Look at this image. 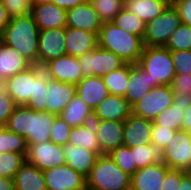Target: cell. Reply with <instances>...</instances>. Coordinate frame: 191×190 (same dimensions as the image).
Instances as JSON below:
<instances>
[{"mask_svg": "<svg viewBox=\"0 0 191 190\" xmlns=\"http://www.w3.org/2000/svg\"><path fill=\"white\" fill-rule=\"evenodd\" d=\"M43 68L49 78L60 82L77 85L83 78L78 58L67 54L51 60Z\"/></svg>", "mask_w": 191, "mask_h": 190, "instance_id": "5bb4252c", "label": "cell"}, {"mask_svg": "<svg viewBox=\"0 0 191 190\" xmlns=\"http://www.w3.org/2000/svg\"><path fill=\"white\" fill-rule=\"evenodd\" d=\"M76 94L94 109L109 95V92L102 77L89 76L83 77L76 85Z\"/></svg>", "mask_w": 191, "mask_h": 190, "instance_id": "cb8c5ba5", "label": "cell"}, {"mask_svg": "<svg viewBox=\"0 0 191 190\" xmlns=\"http://www.w3.org/2000/svg\"><path fill=\"white\" fill-rule=\"evenodd\" d=\"M117 27L143 39L146 23L136 14L123 8L112 21Z\"/></svg>", "mask_w": 191, "mask_h": 190, "instance_id": "d6a6232c", "label": "cell"}, {"mask_svg": "<svg viewBox=\"0 0 191 190\" xmlns=\"http://www.w3.org/2000/svg\"><path fill=\"white\" fill-rule=\"evenodd\" d=\"M176 74H191V50L171 51Z\"/></svg>", "mask_w": 191, "mask_h": 190, "instance_id": "ee69618b", "label": "cell"}, {"mask_svg": "<svg viewBox=\"0 0 191 190\" xmlns=\"http://www.w3.org/2000/svg\"><path fill=\"white\" fill-rule=\"evenodd\" d=\"M109 156L128 175L132 176L138 169L133 158L131 148L121 145L114 149Z\"/></svg>", "mask_w": 191, "mask_h": 190, "instance_id": "60d3db41", "label": "cell"}, {"mask_svg": "<svg viewBox=\"0 0 191 190\" xmlns=\"http://www.w3.org/2000/svg\"><path fill=\"white\" fill-rule=\"evenodd\" d=\"M164 164L169 169L191 172V132H175L164 148Z\"/></svg>", "mask_w": 191, "mask_h": 190, "instance_id": "9c48e42d", "label": "cell"}, {"mask_svg": "<svg viewBox=\"0 0 191 190\" xmlns=\"http://www.w3.org/2000/svg\"><path fill=\"white\" fill-rule=\"evenodd\" d=\"M32 64L26 60L16 49L0 43V78L5 79L25 71Z\"/></svg>", "mask_w": 191, "mask_h": 190, "instance_id": "484cf974", "label": "cell"}, {"mask_svg": "<svg viewBox=\"0 0 191 190\" xmlns=\"http://www.w3.org/2000/svg\"><path fill=\"white\" fill-rule=\"evenodd\" d=\"M67 27L81 29L99 35L102 22L90 1L67 10Z\"/></svg>", "mask_w": 191, "mask_h": 190, "instance_id": "ffe728a7", "label": "cell"}, {"mask_svg": "<svg viewBox=\"0 0 191 190\" xmlns=\"http://www.w3.org/2000/svg\"><path fill=\"white\" fill-rule=\"evenodd\" d=\"M168 170L157 163L138 169L130 177V190H160Z\"/></svg>", "mask_w": 191, "mask_h": 190, "instance_id": "44dd1931", "label": "cell"}, {"mask_svg": "<svg viewBox=\"0 0 191 190\" xmlns=\"http://www.w3.org/2000/svg\"><path fill=\"white\" fill-rule=\"evenodd\" d=\"M63 152L66 164L85 177L89 175L99 156L92 150H87L83 147H77L68 143L63 145Z\"/></svg>", "mask_w": 191, "mask_h": 190, "instance_id": "d4e9b609", "label": "cell"}, {"mask_svg": "<svg viewBox=\"0 0 191 190\" xmlns=\"http://www.w3.org/2000/svg\"><path fill=\"white\" fill-rule=\"evenodd\" d=\"M44 72L39 65H32L25 71L4 80V87L16 105H25L34 95L35 80Z\"/></svg>", "mask_w": 191, "mask_h": 190, "instance_id": "30bf717a", "label": "cell"}, {"mask_svg": "<svg viewBox=\"0 0 191 190\" xmlns=\"http://www.w3.org/2000/svg\"><path fill=\"white\" fill-rule=\"evenodd\" d=\"M170 4L171 0H124V8L145 23L162 14Z\"/></svg>", "mask_w": 191, "mask_h": 190, "instance_id": "f1b7e54d", "label": "cell"}, {"mask_svg": "<svg viewBox=\"0 0 191 190\" xmlns=\"http://www.w3.org/2000/svg\"><path fill=\"white\" fill-rule=\"evenodd\" d=\"M179 190H191V172L181 170Z\"/></svg>", "mask_w": 191, "mask_h": 190, "instance_id": "816d5d0a", "label": "cell"}, {"mask_svg": "<svg viewBox=\"0 0 191 190\" xmlns=\"http://www.w3.org/2000/svg\"><path fill=\"white\" fill-rule=\"evenodd\" d=\"M26 162L36 166L41 171L66 164L63 145L51 141L29 144Z\"/></svg>", "mask_w": 191, "mask_h": 190, "instance_id": "8fae6325", "label": "cell"}, {"mask_svg": "<svg viewBox=\"0 0 191 190\" xmlns=\"http://www.w3.org/2000/svg\"><path fill=\"white\" fill-rule=\"evenodd\" d=\"M137 65L148 73L153 87L170 85L176 75L171 51L164 46H144Z\"/></svg>", "mask_w": 191, "mask_h": 190, "instance_id": "5b68a950", "label": "cell"}, {"mask_svg": "<svg viewBox=\"0 0 191 190\" xmlns=\"http://www.w3.org/2000/svg\"><path fill=\"white\" fill-rule=\"evenodd\" d=\"M77 58L83 77H104L126 64L119 56L99 46Z\"/></svg>", "mask_w": 191, "mask_h": 190, "instance_id": "52a82bcc", "label": "cell"}, {"mask_svg": "<svg viewBox=\"0 0 191 190\" xmlns=\"http://www.w3.org/2000/svg\"><path fill=\"white\" fill-rule=\"evenodd\" d=\"M31 14L40 30L67 27V10L52 2H33Z\"/></svg>", "mask_w": 191, "mask_h": 190, "instance_id": "9a60e30c", "label": "cell"}, {"mask_svg": "<svg viewBox=\"0 0 191 190\" xmlns=\"http://www.w3.org/2000/svg\"><path fill=\"white\" fill-rule=\"evenodd\" d=\"M26 139L5 126H0V153H22L27 154Z\"/></svg>", "mask_w": 191, "mask_h": 190, "instance_id": "836d02e7", "label": "cell"}, {"mask_svg": "<svg viewBox=\"0 0 191 190\" xmlns=\"http://www.w3.org/2000/svg\"><path fill=\"white\" fill-rule=\"evenodd\" d=\"M3 85H4V81L0 78V89L1 87H3Z\"/></svg>", "mask_w": 191, "mask_h": 190, "instance_id": "9f6ffc18", "label": "cell"}, {"mask_svg": "<svg viewBox=\"0 0 191 190\" xmlns=\"http://www.w3.org/2000/svg\"><path fill=\"white\" fill-rule=\"evenodd\" d=\"M39 32L30 13L10 19L1 37L4 44L16 49L32 65H38Z\"/></svg>", "mask_w": 191, "mask_h": 190, "instance_id": "7a4b0ae2", "label": "cell"}, {"mask_svg": "<svg viewBox=\"0 0 191 190\" xmlns=\"http://www.w3.org/2000/svg\"><path fill=\"white\" fill-rule=\"evenodd\" d=\"M175 102L191 101V74H176L170 84Z\"/></svg>", "mask_w": 191, "mask_h": 190, "instance_id": "ab89813d", "label": "cell"}, {"mask_svg": "<svg viewBox=\"0 0 191 190\" xmlns=\"http://www.w3.org/2000/svg\"><path fill=\"white\" fill-rule=\"evenodd\" d=\"M65 54V28L40 30L38 38L39 66L44 67L51 60Z\"/></svg>", "mask_w": 191, "mask_h": 190, "instance_id": "7c38bea8", "label": "cell"}, {"mask_svg": "<svg viewBox=\"0 0 191 190\" xmlns=\"http://www.w3.org/2000/svg\"><path fill=\"white\" fill-rule=\"evenodd\" d=\"M56 115L38 112L26 105H16L5 127L23 136L27 145L50 141V131Z\"/></svg>", "mask_w": 191, "mask_h": 190, "instance_id": "6da1fadb", "label": "cell"}, {"mask_svg": "<svg viewBox=\"0 0 191 190\" xmlns=\"http://www.w3.org/2000/svg\"><path fill=\"white\" fill-rule=\"evenodd\" d=\"M85 190H96V189L86 187Z\"/></svg>", "mask_w": 191, "mask_h": 190, "instance_id": "6f0895ef", "label": "cell"}, {"mask_svg": "<svg viewBox=\"0 0 191 190\" xmlns=\"http://www.w3.org/2000/svg\"><path fill=\"white\" fill-rule=\"evenodd\" d=\"M26 162V154L0 153V177L14 179L16 172Z\"/></svg>", "mask_w": 191, "mask_h": 190, "instance_id": "8d00e7d4", "label": "cell"}, {"mask_svg": "<svg viewBox=\"0 0 191 190\" xmlns=\"http://www.w3.org/2000/svg\"><path fill=\"white\" fill-rule=\"evenodd\" d=\"M47 74L43 72L35 80L34 95H31L30 100L25 104L34 111L46 112V97H47Z\"/></svg>", "mask_w": 191, "mask_h": 190, "instance_id": "f35d334b", "label": "cell"}, {"mask_svg": "<svg viewBox=\"0 0 191 190\" xmlns=\"http://www.w3.org/2000/svg\"><path fill=\"white\" fill-rule=\"evenodd\" d=\"M33 2H46V1H50V0H32Z\"/></svg>", "mask_w": 191, "mask_h": 190, "instance_id": "11a10c76", "label": "cell"}, {"mask_svg": "<svg viewBox=\"0 0 191 190\" xmlns=\"http://www.w3.org/2000/svg\"><path fill=\"white\" fill-rule=\"evenodd\" d=\"M181 24L180 16L172 4L146 23L143 43L146 47L165 46L171 34Z\"/></svg>", "mask_w": 191, "mask_h": 190, "instance_id": "8992f818", "label": "cell"}, {"mask_svg": "<svg viewBox=\"0 0 191 190\" xmlns=\"http://www.w3.org/2000/svg\"><path fill=\"white\" fill-rule=\"evenodd\" d=\"M100 144V155L109 154L123 145L124 121L93 120Z\"/></svg>", "mask_w": 191, "mask_h": 190, "instance_id": "e0dca14e", "label": "cell"}, {"mask_svg": "<svg viewBox=\"0 0 191 190\" xmlns=\"http://www.w3.org/2000/svg\"><path fill=\"white\" fill-rule=\"evenodd\" d=\"M46 112L59 116L76 96V85L60 82L47 75Z\"/></svg>", "mask_w": 191, "mask_h": 190, "instance_id": "2e32d148", "label": "cell"}, {"mask_svg": "<svg viewBox=\"0 0 191 190\" xmlns=\"http://www.w3.org/2000/svg\"><path fill=\"white\" fill-rule=\"evenodd\" d=\"M71 129L60 116H56L50 131V141L59 145L67 144Z\"/></svg>", "mask_w": 191, "mask_h": 190, "instance_id": "b9f144b4", "label": "cell"}, {"mask_svg": "<svg viewBox=\"0 0 191 190\" xmlns=\"http://www.w3.org/2000/svg\"><path fill=\"white\" fill-rule=\"evenodd\" d=\"M137 169L144 168L152 164H164V149L154 144L137 145L130 147Z\"/></svg>", "mask_w": 191, "mask_h": 190, "instance_id": "4dcf8cb0", "label": "cell"}, {"mask_svg": "<svg viewBox=\"0 0 191 190\" xmlns=\"http://www.w3.org/2000/svg\"><path fill=\"white\" fill-rule=\"evenodd\" d=\"M174 102L175 96L170 85L156 86L132 106V114L153 120Z\"/></svg>", "mask_w": 191, "mask_h": 190, "instance_id": "ba28073f", "label": "cell"}, {"mask_svg": "<svg viewBox=\"0 0 191 190\" xmlns=\"http://www.w3.org/2000/svg\"><path fill=\"white\" fill-rule=\"evenodd\" d=\"M10 19L31 13L32 0H1Z\"/></svg>", "mask_w": 191, "mask_h": 190, "instance_id": "7bdbcfd3", "label": "cell"}, {"mask_svg": "<svg viewBox=\"0 0 191 190\" xmlns=\"http://www.w3.org/2000/svg\"><path fill=\"white\" fill-rule=\"evenodd\" d=\"M0 190H15L14 179L0 177Z\"/></svg>", "mask_w": 191, "mask_h": 190, "instance_id": "db71d44e", "label": "cell"}, {"mask_svg": "<svg viewBox=\"0 0 191 190\" xmlns=\"http://www.w3.org/2000/svg\"><path fill=\"white\" fill-rule=\"evenodd\" d=\"M175 130L152 124L151 144L165 148L175 134Z\"/></svg>", "mask_w": 191, "mask_h": 190, "instance_id": "f6af8a7d", "label": "cell"}, {"mask_svg": "<svg viewBox=\"0 0 191 190\" xmlns=\"http://www.w3.org/2000/svg\"><path fill=\"white\" fill-rule=\"evenodd\" d=\"M66 54L80 57L98 46V35L72 27L65 28Z\"/></svg>", "mask_w": 191, "mask_h": 190, "instance_id": "7402d4cb", "label": "cell"}, {"mask_svg": "<svg viewBox=\"0 0 191 190\" xmlns=\"http://www.w3.org/2000/svg\"><path fill=\"white\" fill-rule=\"evenodd\" d=\"M171 4L177 10L181 23L191 27V0H171Z\"/></svg>", "mask_w": 191, "mask_h": 190, "instance_id": "7dc6e473", "label": "cell"}, {"mask_svg": "<svg viewBox=\"0 0 191 190\" xmlns=\"http://www.w3.org/2000/svg\"><path fill=\"white\" fill-rule=\"evenodd\" d=\"M181 170L169 169L160 190H179Z\"/></svg>", "mask_w": 191, "mask_h": 190, "instance_id": "c3c4849f", "label": "cell"}, {"mask_svg": "<svg viewBox=\"0 0 191 190\" xmlns=\"http://www.w3.org/2000/svg\"><path fill=\"white\" fill-rule=\"evenodd\" d=\"M182 130L191 132V101L185 104L182 120Z\"/></svg>", "mask_w": 191, "mask_h": 190, "instance_id": "f907efd6", "label": "cell"}, {"mask_svg": "<svg viewBox=\"0 0 191 190\" xmlns=\"http://www.w3.org/2000/svg\"><path fill=\"white\" fill-rule=\"evenodd\" d=\"M98 46L130 64L138 63L144 49L141 37L117 27L113 22L102 23Z\"/></svg>", "mask_w": 191, "mask_h": 190, "instance_id": "3957f363", "label": "cell"}, {"mask_svg": "<svg viewBox=\"0 0 191 190\" xmlns=\"http://www.w3.org/2000/svg\"><path fill=\"white\" fill-rule=\"evenodd\" d=\"M59 116L71 127L82 126L93 121V109L76 94Z\"/></svg>", "mask_w": 191, "mask_h": 190, "instance_id": "83f0119b", "label": "cell"}, {"mask_svg": "<svg viewBox=\"0 0 191 190\" xmlns=\"http://www.w3.org/2000/svg\"><path fill=\"white\" fill-rule=\"evenodd\" d=\"M87 1L89 0H50L49 2L58 5L62 9L69 10L77 5L86 3Z\"/></svg>", "mask_w": 191, "mask_h": 190, "instance_id": "681fc988", "label": "cell"}, {"mask_svg": "<svg viewBox=\"0 0 191 190\" xmlns=\"http://www.w3.org/2000/svg\"><path fill=\"white\" fill-rule=\"evenodd\" d=\"M130 177L109 154H102L86 177V187L96 190H130Z\"/></svg>", "mask_w": 191, "mask_h": 190, "instance_id": "277c9868", "label": "cell"}, {"mask_svg": "<svg viewBox=\"0 0 191 190\" xmlns=\"http://www.w3.org/2000/svg\"><path fill=\"white\" fill-rule=\"evenodd\" d=\"M164 47L170 51L191 50V27L181 23Z\"/></svg>", "mask_w": 191, "mask_h": 190, "instance_id": "74e56055", "label": "cell"}, {"mask_svg": "<svg viewBox=\"0 0 191 190\" xmlns=\"http://www.w3.org/2000/svg\"><path fill=\"white\" fill-rule=\"evenodd\" d=\"M16 104L8 95L6 88L0 89V126H5L9 116L12 114Z\"/></svg>", "mask_w": 191, "mask_h": 190, "instance_id": "bcb514c9", "label": "cell"}, {"mask_svg": "<svg viewBox=\"0 0 191 190\" xmlns=\"http://www.w3.org/2000/svg\"><path fill=\"white\" fill-rule=\"evenodd\" d=\"M185 103L174 102L171 106L164 109L152 121L153 124L160 125L175 131L182 130L183 113Z\"/></svg>", "mask_w": 191, "mask_h": 190, "instance_id": "1f68e13d", "label": "cell"}, {"mask_svg": "<svg viewBox=\"0 0 191 190\" xmlns=\"http://www.w3.org/2000/svg\"><path fill=\"white\" fill-rule=\"evenodd\" d=\"M102 23L112 22L124 8V0H89Z\"/></svg>", "mask_w": 191, "mask_h": 190, "instance_id": "d590c367", "label": "cell"}, {"mask_svg": "<svg viewBox=\"0 0 191 190\" xmlns=\"http://www.w3.org/2000/svg\"><path fill=\"white\" fill-rule=\"evenodd\" d=\"M153 82L148 77V73L142 70L137 64L129 63L128 86L124 97L132 107L140 101L151 89Z\"/></svg>", "mask_w": 191, "mask_h": 190, "instance_id": "603a6c76", "label": "cell"}, {"mask_svg": "<svg viewBox=\"0 0 191 190\" xmlns=\"http://www.w3.org/2000/svg\"><path fill=\"white\" fill-rule=\"evenodd\" d=\"M68 144L92 150L100 155V144L93 122L82 126L72 127L68 138Z\"/></svg>", "mask_w": 191, "mask_h": 190, "instance_id": "f546056e", "label": "cell"}, {"mask_svg": "<svg viewBox=\"0 0 191 190\" xmlns=\"http://www.w3.org/2000/svg\"><path fill=\"white\" fill-rule=\"evenodd\" d=\"M15 190H47L44 173L25 162L14 177Z\"/></svg>", "mask_w": 191, "mask_h": 190, "instance_id": "4316f807", "label": "cell"}, {"mask_svg": "<svg viewBox=\"0 0 191 190\" xmlns=\"http://www.w3.org/2000/svg\"><path fill=\"white\" fill-rule=\"evenodd\" d=\"M132 107L124 96L109 94L93 109V120L124 121Z\"/></svg>", "mask_w": 191, "mask_h": 190, "instance_id": "d6986e66", "label": "cell"}, {"mask_svg": "<svg viewBox=\"0 0 191 190\" xmlns=\"http://www.w3.org/2000/svg\"><path fill=\"white\" fill-rule=\"evenodd\" d=\"M47 190H85L86 177L67 164L43 171Z\"/></svg>", "mask_w": 191, "mask_h": 190, "instance_id": "4fadbf2b", "label": "cell"}, {"mask_svg": "<svg viewBox=\"0 0 191 190\" xmlns=\"http://www.w3.org/2000/svg\"><path fill=\"white\" fill-rule=\"evenodd\" d=\"M9 21H10V17L8 16L5 7L0 1V34L1 35L5 27L8 25Z\"/></svg>", "mask_w": 191, "mask_h": 190, "instance_id": "f5cc1de1", "label": "cell"}, {"mask_svg": "<svg viewBox=\"0 0 191 190\" xmlns=\"http://www.w3.org/2000/svg\"><path fill=\"white\" fill-rule=\"evenodd\" d=\"M109 94L124 96L128 86L129 63L102 77Z\"/></svg>", "mask_w": 191, "mask_h": 190, "instance_id": "e575fe53", "label": "cell"}, {"mask_svg": "<svg viewBox=\"0 0 191 190\" xmlns=\"http://www.w3.org/2000/svg\"><path fill=\"white\" fill-rule=\"evenodd\" d=\"M153 121L134 114L124 120L123 145L135 147L151 144Z\"/></svg>", "mask_w": 191, "mask_h": 190, "instance_id": "ac0fdd59", "label": "cell"}]
</instances>
